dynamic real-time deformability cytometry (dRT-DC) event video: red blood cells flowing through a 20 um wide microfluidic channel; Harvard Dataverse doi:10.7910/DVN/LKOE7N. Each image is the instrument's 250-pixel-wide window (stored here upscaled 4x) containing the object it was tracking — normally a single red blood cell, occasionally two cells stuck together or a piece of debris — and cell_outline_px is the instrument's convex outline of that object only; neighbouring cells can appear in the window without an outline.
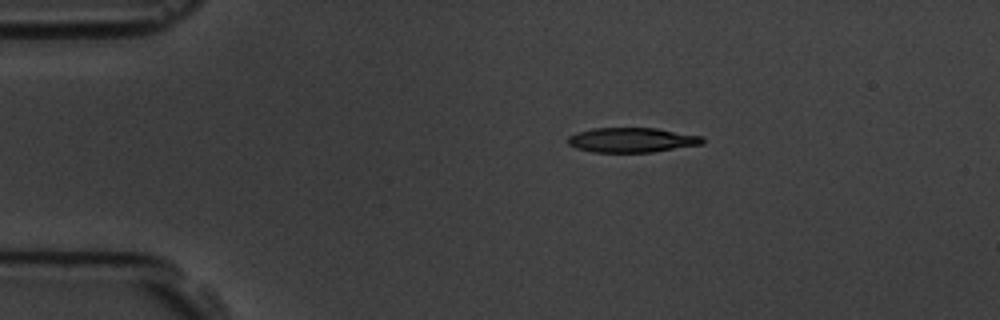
{"species": "common noctule bat (a hibernating species)", "species_latin": "Nyctalus noctula", "temperature_condition": "room temperature", "stored_images_in_passage": 13, "camera_frame_rate_fps": 3000, "um_per_image_px": 0.085, "animal": {"sex": "male", "body_mass_g": 19.5, "forearm_length_mm": 54.6}, "frame": {"image": 1, "passage_image": 2, "time_ms": 1.333, "image_size_px": [1000, 320], "cell_outline_px": [[704, 144], [652, 152], [592, 152], [576, 148], [568, 144], [568, 136], [576, 132], [592, 128], [656, 128], [704, 136]], "centroid_in_image_um": [53.72, 11.9], "position_along_channel_um": 31.3, "area_um2": 19.54}}
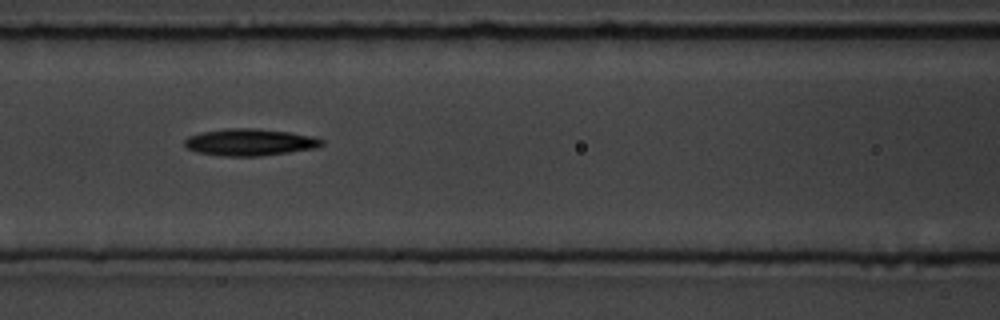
{"frame": {"image": 2, "passage_image": 5, "time_ms": 5.667, "image_size_px": [1000, 320], "cell_outline_px": [[324, 144], [320, 148], [260, 156], [224, 156], [196, 152], [188, 148], [184, 144], [184, 140], [188, 136], [200, 132], [228, 128], [256, 128], [288, 132], [312, 136], [324, 140]], "centroid_in_image_um": [21.26, 12.09], "position_along_channel_um": 145.3, "area_um2": 21.68}}
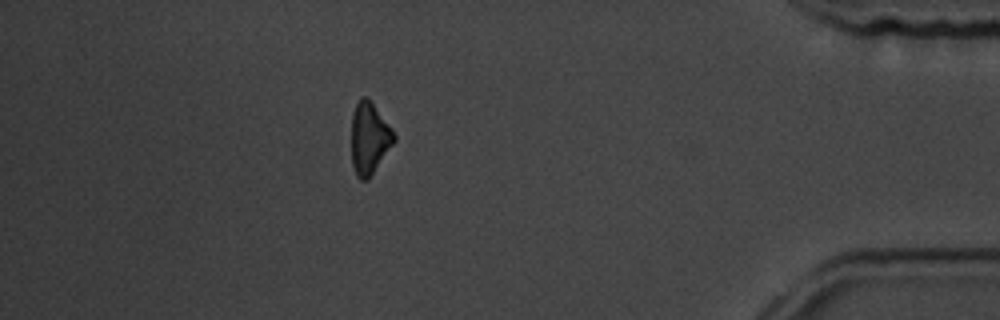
{"frame": {"image": 3, "passage_image": 12, "time_ms": 13.667, "image_size_px": [1000, 320], "cell_outline_px": [[396, 140], [368, 180], [360, 180], [356, 176], [352, 164], [352, 116], [356, 104], [360, 96], [368, 96], [392, 128], [396, 136]], "centroid_in_image_um": [31.4, 11.74], "position_along_channel_um": 403.8, "area_um2": 17.98}, "authors_computed_cell_mechanics": {"area_um2": 19.8832, "velocity_mm_per_s": 3.8086, "shape_relaxation_time_tau1_ms": 3.2075, "shape_relaxation_time_tau2_ms": null, "deformation_change_tau1": 0.1149, "deformation_change_tau2": null}}